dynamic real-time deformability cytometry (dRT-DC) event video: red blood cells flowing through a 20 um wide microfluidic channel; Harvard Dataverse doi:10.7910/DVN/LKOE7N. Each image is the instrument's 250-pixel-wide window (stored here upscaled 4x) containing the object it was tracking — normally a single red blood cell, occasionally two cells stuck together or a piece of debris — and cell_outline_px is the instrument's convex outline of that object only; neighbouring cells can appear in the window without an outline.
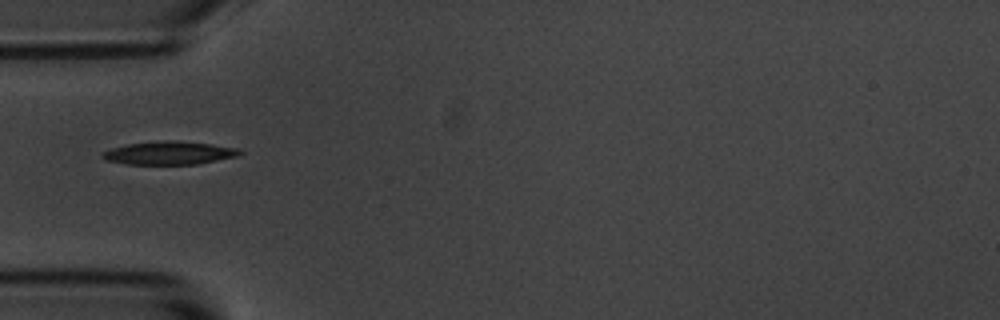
{"species": "common noctule bat (a hibernating species)", "species_latin": "Nyctalus noctula", "temperature_condition": "room temperature", "stored_images_in_passage": 1, "camera_frame_rate_fps": 3000, "um_per_image_px": 0.085, "animal": {"sex": "male", "body_mass_g": 20.1, "forearm_length_mm": 53.5}, "frame": {"image": 1, "passage_image": 1, "time_ms": 0.0, "image_size_px": [1000, 320], "cell_outline_px": [[244, 152], [236, 156], [196, 164], [128, 164], [104, 160], [100, 156], [100, 152], [112, 148], [128, 144], [168, 140], [176, 140], [212, 144], [240, 148]], "centroid_in_image_um": [14.37, 13.0], "position_along_channel_um": 70.6, "area_um2": 18.55}}